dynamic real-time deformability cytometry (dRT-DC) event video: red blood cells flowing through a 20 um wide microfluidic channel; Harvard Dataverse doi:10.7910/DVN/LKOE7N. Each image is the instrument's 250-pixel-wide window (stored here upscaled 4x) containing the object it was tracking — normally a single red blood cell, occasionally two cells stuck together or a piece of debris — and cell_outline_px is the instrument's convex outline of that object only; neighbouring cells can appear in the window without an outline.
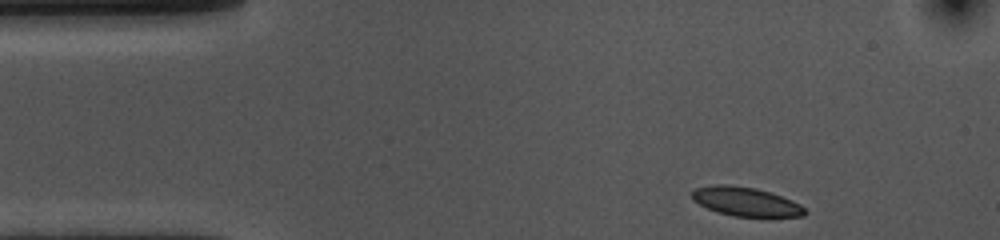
{"species": "common noctule bat (a hibernating species)", "species_latin": "Nyctalus noctula", "temperature_condition": "cold", "stored_images_in_passage": 39, "camera_frame_rate_fps": 3000, "um_per_image_px": 0.085, "animal": {"sex": "female", "body_mass_g": 10.0, "forearm_length_mm": 53.1}, "frame": {"image": 1, "passage_image": 1, "time_ms": 0.0, "image_size_px": [1000, 240], "cell_outline_px": [[804, 216], [736, 216], [720, 212], [708, 208], [700, 204], [692, 196], [692, 192], [696, 188], [716, 184], [728, 184], [756, 188], [792, 200], [800, 204], [804, 208]], "centroid_in_image_um": [63.39, 17.12], "position_along_channel_um": 21.6, "area_um2": 18.5}}
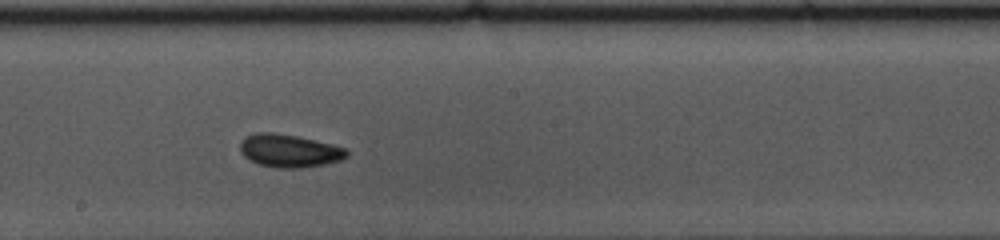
{"frame": {"image": 2, "passage_image": 23, "time_ms": 7.333, "image_size_px": [1000, 240], "cell_outline_px": [[348, 156], [340, 160], [324, 164], [300, 168], [280, 168], [260, 164], [244, 156], [240, 148], [240, 140], [244, 136], [252, 132], [272, 132], [296, 136], [332, 144], [344, 148], [348, 152]], "centroid_in_image_um": [24.56, 12.8], "position_along_channel_um": 223.6, "area_um2": 20.35}}
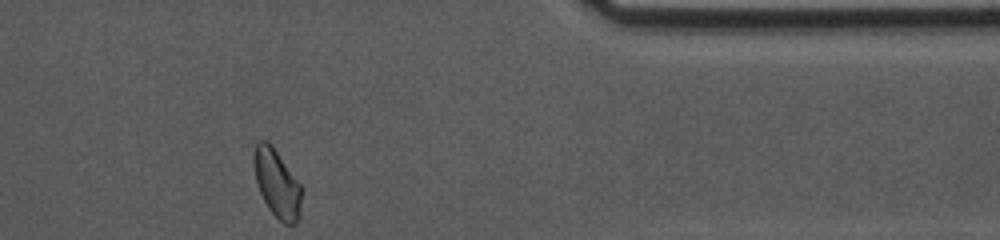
{"frame": {"image": 3, "passage_image": 39, "time_ms": 12.667, "image_size_px": [1000, 240], "cell_outline_px": [[300, 216], [296, 224], [284, 224], [268, 208], [260, 192], [256, 180], [252, 160], [252, 156], [256, 140], [268, 140], [272, 144], [300, 184]], "centroid_in_image_um": [23.5, 15.54], "position_along_channel_um": 387.9, "area_um2": 18.9}, "authors_computed_cell_mechanics": {"area_um2": 19.363, "velocity_mm_per_s": 3.5716, "shape_relaxation_time_tau1_ms": 3.4884, "shape_relaxation_time_tau2_ms": 2.2786, "deformation_change_tau1": 0.0829, "deformation_change_tau2": 0.0728}}